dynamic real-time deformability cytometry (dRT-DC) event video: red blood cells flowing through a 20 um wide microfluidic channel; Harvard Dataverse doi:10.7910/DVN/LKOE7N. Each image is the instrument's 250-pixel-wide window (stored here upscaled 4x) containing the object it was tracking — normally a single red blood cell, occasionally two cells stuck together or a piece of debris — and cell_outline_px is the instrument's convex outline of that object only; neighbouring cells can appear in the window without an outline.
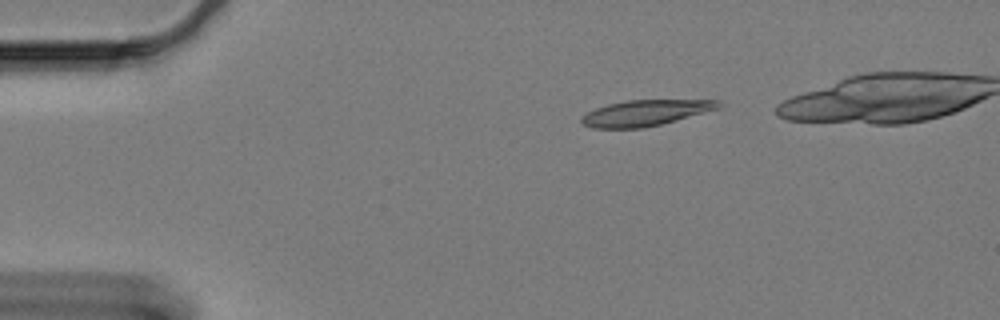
{"species": "Egyptian fruit bat (a non-hibernating species)", "species_latin": "Rousettus aegyptiacus", "temperature_condition": "cold", "stored_images_in_passage": 44, "camera_frame_rate_fps": 3000, "um_per_image_px": 0.085, "animal": {"sex": "female"}, "frame": {"image": 1, "passage_image": 1, "time_ms": 0.0, "image_size_px": [1000, 320], "cell_outline_px": [[724, 104], [720, 108], [676, 120], [644, 128], [592, 128], [584, 124], [580, 120], [580, 116], [596, 108], [608, 104], [628, 100], [720, 100]], "centroid_in_image_um": [54.87, 9.59], "position_along_channel_um": 30.1, "area_um2": 20.58}}
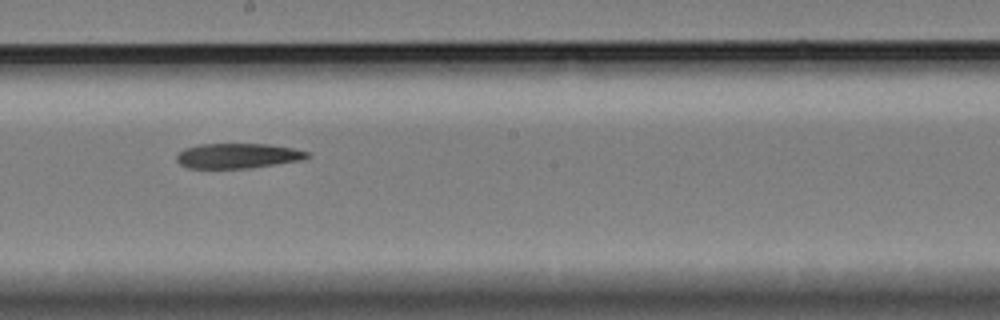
{"frame": {"image": 2, "passage_image": 24, "time_ms": 7.667, "image_size_px": [1000, 320], "cell_outline_px": [[312, 156], [300, 160], [248, 168], [188, 168], [180, 164], [176, 160], [176, 156], [184, 148], [200, 144], [268, 144], [292, 148], [312, 152]], "centroid_in_image_um": [20.22, 13.24], "position_along_channel_um": 228.0, "area_um2": 19.02}}
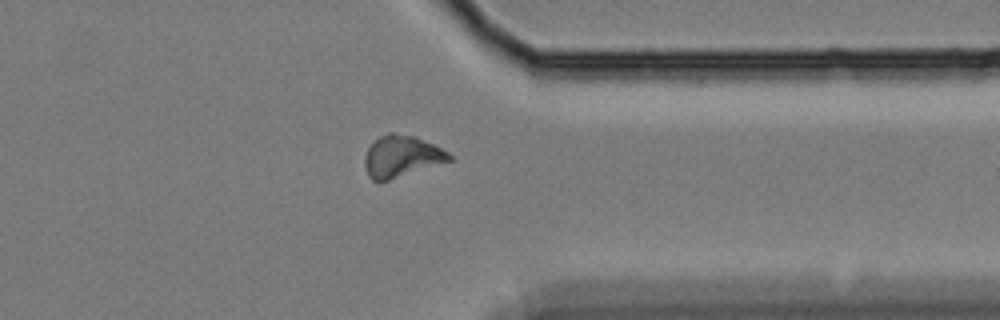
{"frame": {"image": 3, "passage_image": 38, "time_ms": 12.333, "image_size_px": [1000, 320], "cell_outline_px": [[452, 160], [388, 180], [372, 180], [368, 176], [364, 164], [364, 156], [368, 148], [380, 136], [388, 132], [392, 132], [416, 136], [448, 152], [452, 156]], "centroid_in_image_um": [34.11, 13.27], "position_along_channel_um": 377.3, "area_um2": 20.23}}